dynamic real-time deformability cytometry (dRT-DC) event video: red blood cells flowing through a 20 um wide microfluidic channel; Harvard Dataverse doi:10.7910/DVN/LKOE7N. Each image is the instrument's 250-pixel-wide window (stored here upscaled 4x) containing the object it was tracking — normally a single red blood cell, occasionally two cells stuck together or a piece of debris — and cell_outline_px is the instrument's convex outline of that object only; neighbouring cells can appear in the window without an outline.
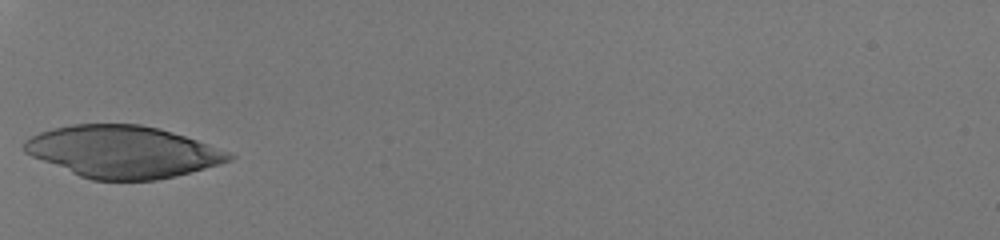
{"species": "human", "species_latin": "Homo sapiens", "temperature_condition": "room temperature", "stored_images_in_passage": 26, "camera_frame_rate_fps": 3000, "um_per_image_px": 0.085, "donor": {"sex": "male"}, "frame": {"image": 1, "passage_image": 1, "time_ms": 0.0, "image_size_px": [1000, 240], "cell_outline_px": [[236, 156], [232, 160], [220, 164], [176, 176], [156, 180], [92, 180], [80, 176], [32, 156], [24, 152], [24, 140], [40, 132], [52, 128], [72, 124], [140, 124], [160, 128], [196, 140], [228, 152]], "centroid_in_image_um": [10.43, 12.89], "position_along_channel_um": 74.6, "area_um2": 61.67}}